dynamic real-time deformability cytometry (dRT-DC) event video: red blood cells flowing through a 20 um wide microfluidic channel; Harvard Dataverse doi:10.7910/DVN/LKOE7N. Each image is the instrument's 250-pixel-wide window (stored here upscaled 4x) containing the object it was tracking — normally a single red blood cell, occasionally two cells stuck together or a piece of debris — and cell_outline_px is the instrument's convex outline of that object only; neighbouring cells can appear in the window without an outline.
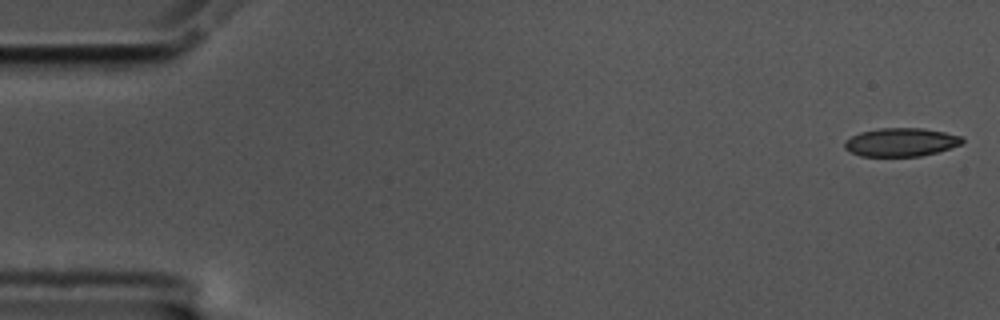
{"species": "common noctule bat (a hibernating species)", "species_latin": "Nyctalus noctula", "temperature_condition": "cold", "stored_images_in_passage": 57, "camera_frame_rate_fps": 3000, "um_per_image_px": 0.085, "animal": {"sex": "male", "body_mass_g": 17.5, "forearm_length_mm": 52.3}, "frame": {"image": 1, "passage_image": 1, "time_ms": 0.0, "image_size_px": [1000, 320], "cell_outline_px": [[964, 140], [960, 144], [936, 152], [920, 156], [860, 156], [844, 148], [844, 140], [860, 132], [880, 128], [920, 128], [944, 132], [964, 136]], "centroid_in_image_um": [76.56, 12.08], "position_along_channel_um": 8.4, "area_um2": 19.36}}
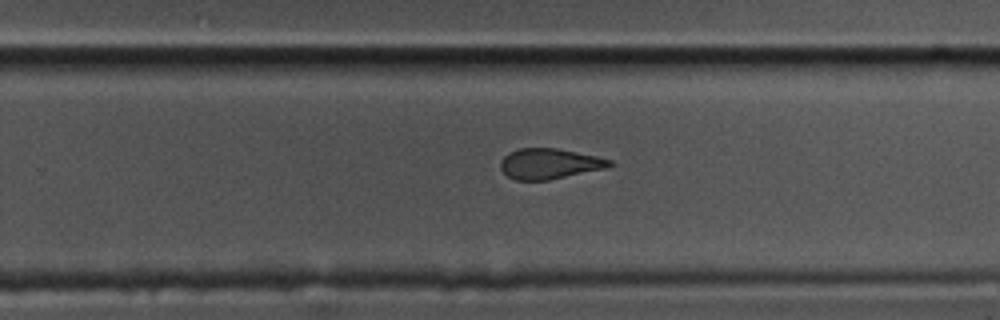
{"frame": {"image": 2, "passage_image": 36, "time_ms": 11.667, "image_size_px": [1000, 320], "cell_outline_px": [[616, 164], [608, 168], [548, 180], [516, 180], [508, 176], [500, 168], [500, 160], [508, 152], [520, 148], [556, 148], [596, 156], [612, 160]], "centroid_in_image_um": [46.72, 13.91], "position_along_channel_um": 283.1, "area_um2": 19.48}}
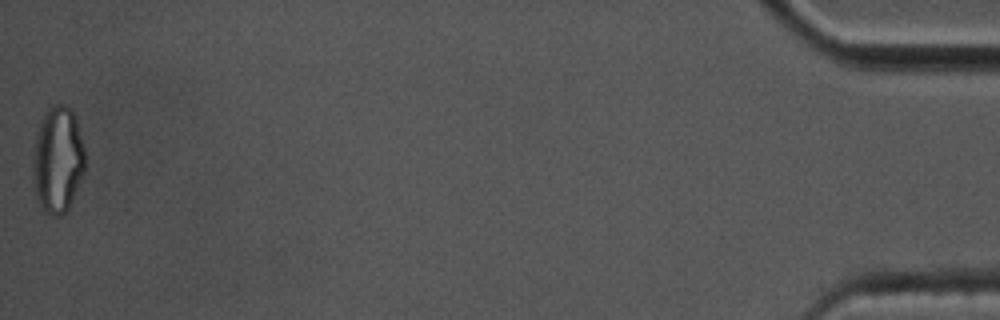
{"frame": {"image": 3, "passage_image": 57, "time_ms": 18.667, "image_size_px": [1000, 320], "cell_outline_px": [[84, 172], [72, 200], [68, 208], [60, 216], [52, 216], [44, 212], [36, 196], [32, 168], [32, 160], [36, 136], [40, 120], [44, 112], [52, 104], [64, 104], [72, 108], [76, 116], [84, 148]], "centroid_in_image_um": [4.9, 13.53], "position_along_channel_um": 430.3, "area_um2": 32.6}, "authors_computed_cell_mechanics": {"area_um2": 20.808, "velocity_mm_per_s": 3.4939, "shape_relaxation_time_tau1_ms": 6.0919, "shape_relaxation_time_tau2_ms": 1.954, "deformation_change_tau1": 0.1698, "deformation_change_tau2": 0.1016}}